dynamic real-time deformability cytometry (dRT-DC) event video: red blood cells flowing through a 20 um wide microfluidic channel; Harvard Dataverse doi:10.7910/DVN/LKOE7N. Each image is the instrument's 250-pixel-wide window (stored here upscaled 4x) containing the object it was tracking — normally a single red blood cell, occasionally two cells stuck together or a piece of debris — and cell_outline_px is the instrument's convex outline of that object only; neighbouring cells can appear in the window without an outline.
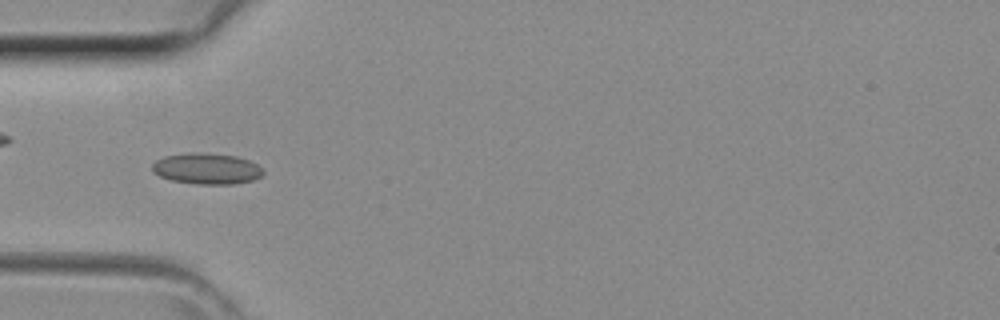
{"species": "common noctule bat (a hibernating species)", "species_latin": "Nyctalus noctula", "temperature_condition": "room temperature", "stored_images_in_passage": 41, "camera_frame_rate_fps": 3000, "um_per_image_px": 0.085, "animal": {"sex": "female", "body_mass_g": 29.2, "forearm_length_mm": 56.3}, "frame": {"image": 1, "passage_image": 12, "time_ms": 3.667, "image_size_px": [1000, 320], "cell_outline_px": [[264, 172], [260, 176], [252, 180], [232, 184], [196, 184], [172, 180], [160, 176], [152, 172], [152, 164], [156, 160], [164, 156], [192, 152], [200, 152], [236, 156], [248, 160], [256, 164]], "centroid_in_image_um": [17.53, 14.33], "position_along_channel_um": 67.5, "area_um2": 19.94}}
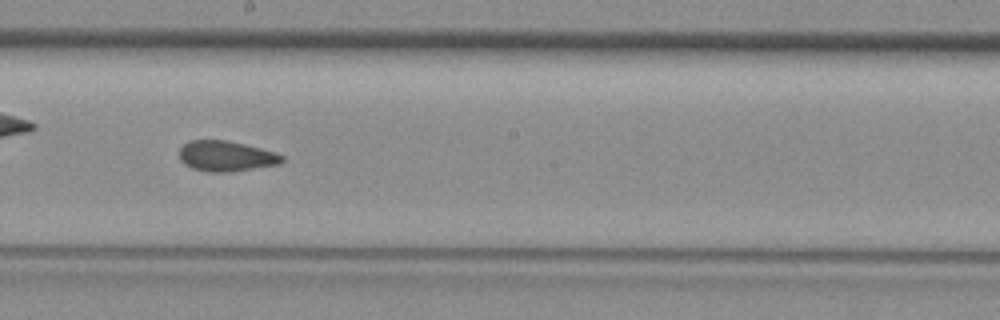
{"frame": {"image": 2, "passage_image": 22, "time_ms": 7.0, "image_size_px": [1000, 320], "cell_outline_px": [[284, 160], [280, 164], [228, 172], [208, 172], [192, 168], [184, 164], [180, 160], [180, 148], [188, 140], [228, 140], [276, 152], [284, 156]], "centroid_in_image_um": [19.22, 13.27], "position_along_channel_um": 229.0, "area_um2": 18.26}}
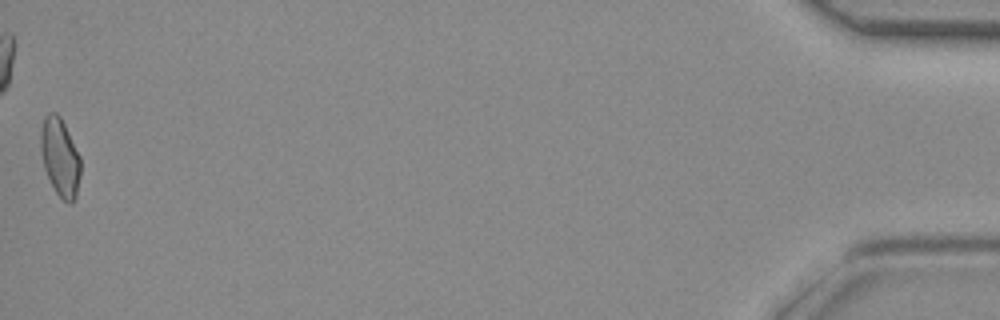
{"frame": {"image": 3, "passage_image": 41, "time_ms": 13.333, "image_size_px": [1000, 320], "cell_outline_px": [[80, 176], [76, 196], [72, 204], [68, 204], [56, 192], [44, 168], [40, 148], [40, 132], [44, 116], [48, 112], [56, 112], [60, 116], [80, 156]], "centroid_in_image_um": [5.09, 13.35], "position_along_channel_um": 430.1, "area_um2": 18.09}}